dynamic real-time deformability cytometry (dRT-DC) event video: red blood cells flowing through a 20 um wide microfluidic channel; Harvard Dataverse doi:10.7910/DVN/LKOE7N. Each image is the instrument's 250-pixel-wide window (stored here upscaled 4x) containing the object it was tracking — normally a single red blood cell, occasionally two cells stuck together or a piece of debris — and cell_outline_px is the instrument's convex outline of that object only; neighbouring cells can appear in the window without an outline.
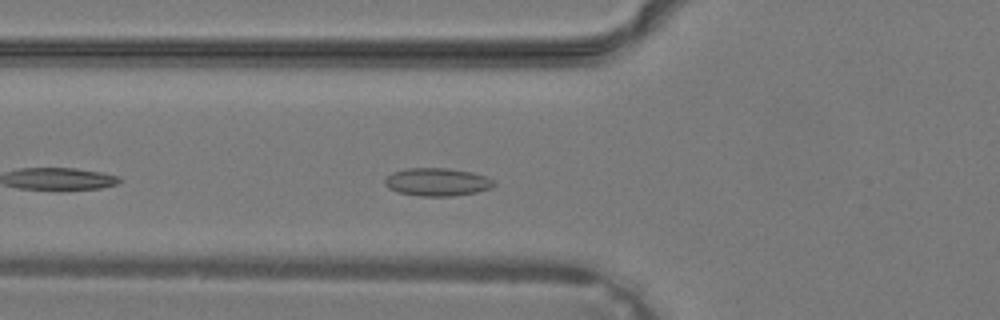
{"species": "common noctule bat (a hibernating species)", "species_latin": "Nyctalus noctula", "temperature_condition": "warm", "stored_images_in_passage": 33, "camera_frame_rate_fps": 3000, "um_per_image_px": 0.085, "animal": {"sex": "male", "body_mass_g": 19.2, "forearm_length_mm": 51.8}, "frame": {"image": 1, "passage_image": 11, "time_ms": 3.333, "image_size_px": [1000, 320], "cell_outline_px": [[496, 184], [492, 188], [476, 192], [452, 196], [420, 196], [396, 192], [388, 188], [384, 184], [384, 180], [392, 172], [408, 168], [448, 168], [472, 172], [496, 180]], "centroid_in_image_um": [37.17, 15.47], "position_along_channel_um": 88.6, "area_um2": 17.92}}
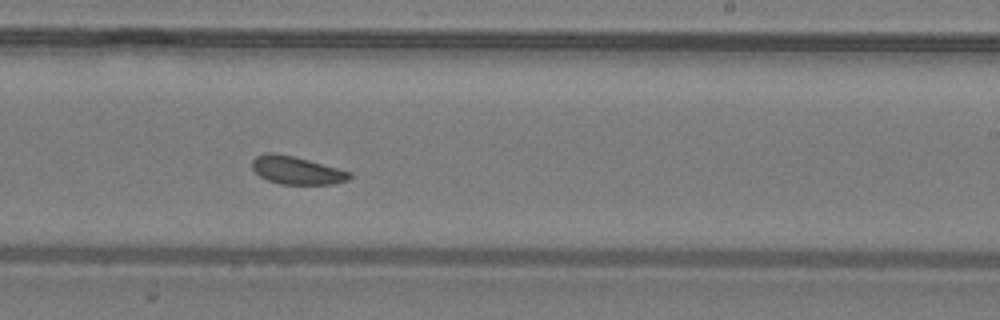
{"frame": {"image": 2, "passage_image": 21, "time_ms": 6.667, "image_size_px": [1000, 320], "cell_outline_px": [[352, 176], [348, 180], [332, 184], [280, 184], [268, 180], [260, 176], [252, 168], [252, 160], [256, 156], [268, 152], [272, 152], [292, 156], [308, 160], [352, 172]], "centroid_in_image_um": [25.21, 14.48], "position_along_channel_um": 263.8, "area_um2": 15.72}}
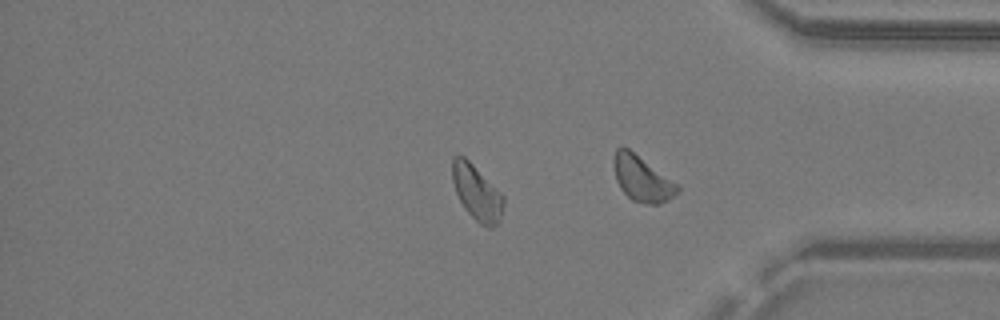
{"frame": {"image": 3, "passage_image": 28, "time_ms": 9.0, "image_size_px": [1000, 320], "cell_outline_px": [[504, 204], [500, 220], [492, 228], [488, 228], [480, 224], [464, 208], [456, 192], [452, 180], [452, 156], [464, 156], [504, 196]], "centroid_in_image_um": [40.53, 16.39], "position_along_channel_um": 394.7, "area_um2": 16.24}}